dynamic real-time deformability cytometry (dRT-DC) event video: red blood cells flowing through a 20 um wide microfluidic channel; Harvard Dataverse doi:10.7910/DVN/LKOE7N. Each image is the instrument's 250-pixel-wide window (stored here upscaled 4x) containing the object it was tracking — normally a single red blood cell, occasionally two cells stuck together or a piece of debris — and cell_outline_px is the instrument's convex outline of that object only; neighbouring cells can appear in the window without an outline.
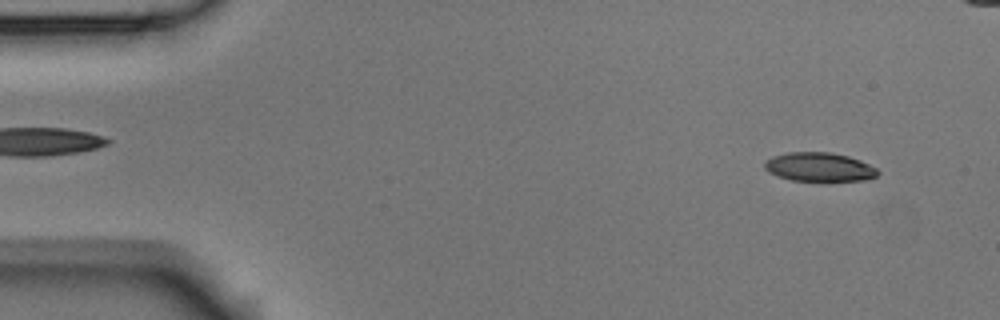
{"species": "Egyptian fruit bat (a non-hibernating species)", "species_latin": "Rousettus aegyptiacus", "temperature_condition": "room temperature", "stored_images_in_passage": 54, "camera_frame_rate_fps": 3000, "um_per_image_px": 0.085, "animal": {"sex": "male"}, "frame": {"image": 1, "passage_image": 4, "time_ms": 1.0, "image_size_px": [1000, 320], "cell_outline_px": [[880, 172], [876, 176], [864, 180], [792, 180], [776, 176], [768, 172], [764, 168], [764, 160], [772, 156], [788, 152], [828, 152], [848, 156], [860, 160], [876, 168]], "centroid_in_image_um": [69.59, 14.18], "position_along_channel_um": 15.4, "area_um2": 18.96}}
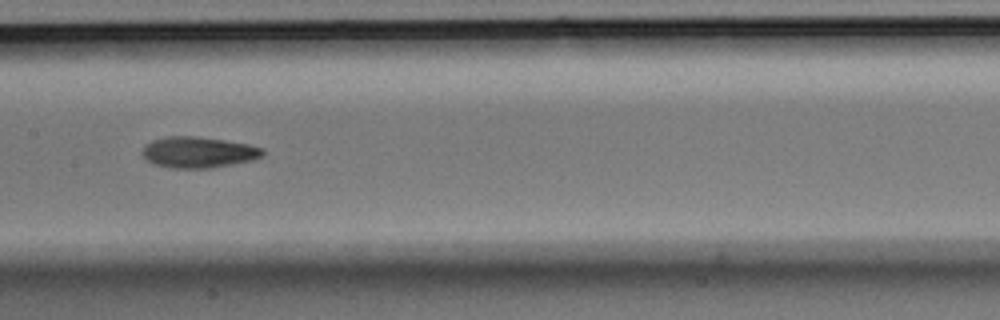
{"frame": {"image": 2, "passage_image": 26, "time_ms": 8.333, "image_size_px": [1000, 320], "cell_outline_px": [[264, 156], [252, 160], [232, 164], [208, 168], [172, 168], [152, 164], [140, 152], [144, 144], [152, 140], [168, 136], [196, 136], [224, 140], [248, 144], [264, 148]], "centroid_in_image_um": [16.84, 12.94], "position_along_channel_um": 190.6, "area_um2": 21.91}}
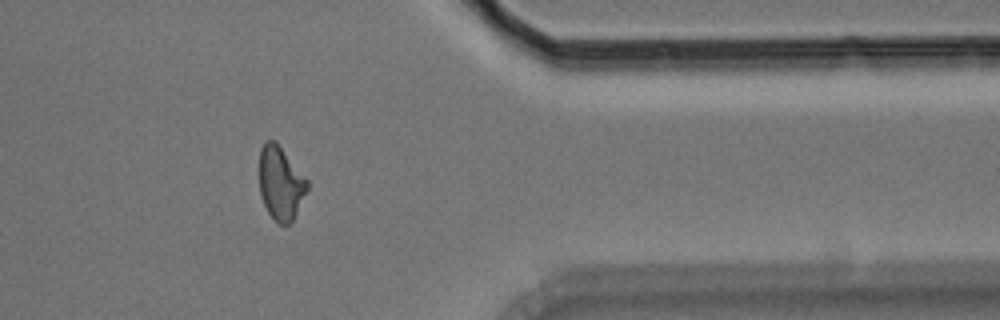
{"frame": {"image": 3, "passage_image": 43, "time_ms": 14.0, "image_size_px": [1000, 320], "cell_outline_px": [[308, 188], [292, 220], [288, 224], [280, 224], [268, 212], [264, 204], [260, 192], [260, 148], [264, 140], [276, 140], [308, 180]], "centroid_in_image_um": [23.85, 15.51], "position_along_channel_um": 387.6, "area_um2": 20.29}, "authors_computed_cell_mechanics": {"area_um2": 20.7502, "velocity_mm_per_s": 3.7835, "shape_relaxation_time_tau1_ms": 4.1471, "shape_relaxation_time_tau2_ms": 4.9007, "deformation_change_tau1": 0.1673, "deformation_change_tau2": 0.1343}}